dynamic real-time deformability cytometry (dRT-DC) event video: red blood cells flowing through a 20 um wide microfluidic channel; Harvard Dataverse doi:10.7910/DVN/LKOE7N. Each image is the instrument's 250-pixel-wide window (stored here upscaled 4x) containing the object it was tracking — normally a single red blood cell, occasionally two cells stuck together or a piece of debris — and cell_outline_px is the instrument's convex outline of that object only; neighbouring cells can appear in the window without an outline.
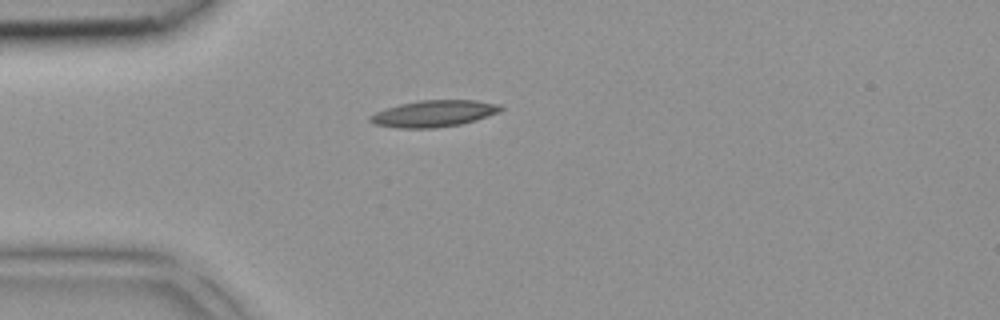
{"species": "common noctule bat (a hibernating species)", "species_latin": "Nyctalus noctula", "temperature_condition": "room temperature", "stored_images_in_passage": 32, "camera_frame_rate_fps": 3000, "um_per_image_px": 0.085, "animal": {"sex": "female", "body_mass_g": 18.4}, "frame": {"image": 1, "passage_image": 1, "time_ms": 0.0, "image_size_px": [1000, 320], "cell_outline_px": [[504, 108], [500, 112], [476, 120], [460, 124], [436, 128], [396, 128], [372, 124], [368, 120], [368, 116], [376, 112], [400, 104], [420, 100], [476, 100], [500, 104]], "centroid_in_image_um": [36.88, 9.66], "position_along_channel_um": 48.1, "area_um2": 20.35}}
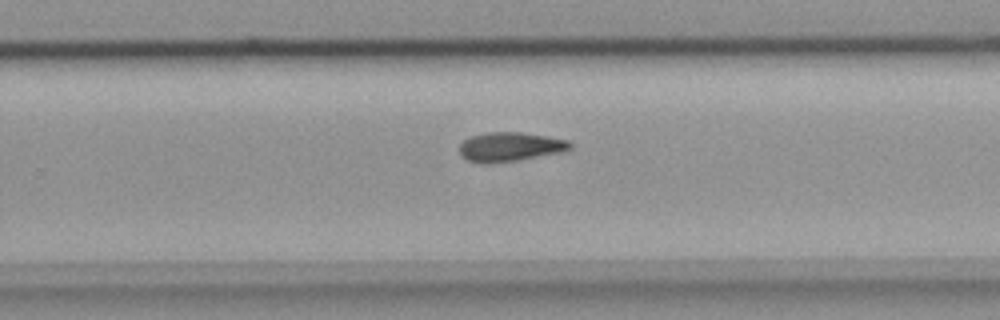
{"frame": {"image": 2, "passage_image": 17, "time_ms": 5.333, "image_size_px": [1000, 320], "cell_outline_px": [[572, 148], [560, 152], [516, 160], [488, 164], [484, 164], [468, 160], [460, 156], [460, 144], [464, 140], [472, 136], [488, 132], [520, 132], [548, 136], [568, 140], [572, 144]], "centroid_in_image_um": [43.34, 12.48], "position_along_channel_um": 286.5, "area_um2": 18.73}}
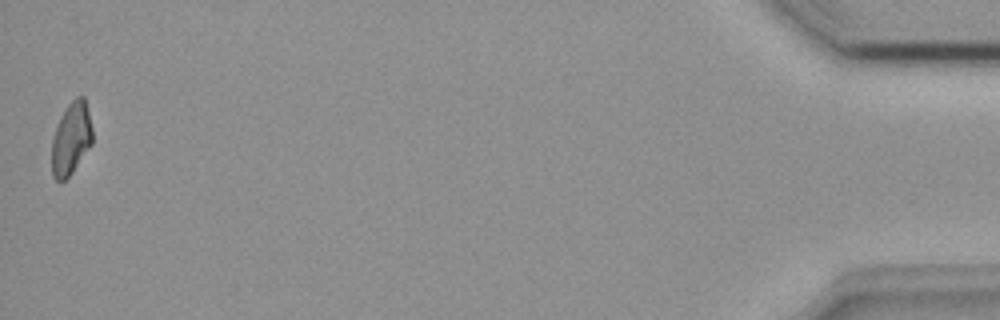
{"frame": {"image": 3, "passage_image": 32, "time_ms": 10.333, "image_size_px": [1000, 320], "cell_outline_px": [[92, 144], [72, 172], [64, 180], [56, 180], [52, 176], [52, 140], [60, 116], [68, 104], [76, 96], [84, 96], [92, 128]], "centroid_in_image_um": [6.04, 11.77], "position_along_channel_um": 429.2, "area_um2": 16.99}}